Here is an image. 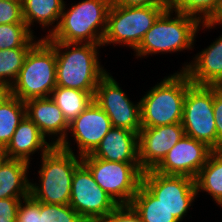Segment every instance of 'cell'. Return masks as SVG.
Masks as SVG:
<instances>
[{
  "label": "cell",
  "instance_id": "6da1fadb",
  "mask_svg": "<svg viewBox=\"0 0 222 222\" xmlns=\"http://www.w3.org/2000/svg\"><path fill=\"white\" fill-rule=\"evenodd\" d=\"M56 53L57 86L90 92L93 96L107 73L100 65L97 48L102 44L49 41ZM73 46V47H72ZM70 48H72L70 50ZM65 49V50H64ZM62 50L66 52H61ZM68 50V51H67Z\"/></svg>",
  "mask_w": 222,
  "mask_h": 222
},
{
  "label": "cell",
  "instance_id": "7a4b0ae2",
  "mask_svg": "<svg viewBox=\"0 0 222 222\" xmlns=\"http://www.w3.org/2000/svg\"><path fill=\"white\" fill-rule=\"evenodd\" d=\"M111 4L112 0H83L67 11L64 4L57 28L45 38L48 41L102 44Z\"/></svg>",
  "mask_w": 222,
  "mask_h": 222
},
{
  "label": "cell",
  "instance_id": "3957f363",
  "mask_svg": "<svg viewBox=\"0 0 222 222\" xmlns=\"http://www.w3.org/2000/svg\"><path fill=\"white\" fill-rule=\"evenodd\" d=\"M56 86L55 48L44 37L30 48L19 75L8 92L26 102L30 99L50 97Z\"/></svg>",
  "mask_w": 222,
  "mask_h": 222
},
{
  "label": "cell",
  "instance_id": "277c9868",
  "mask_svg": "<svg viewBox=\"0 0 222 222\" xmlns=\"http://www.w3.org/2000/svg\"><path fill=\"white\" fill-rule=\"evenodd\" d=\"M192 84L180 70L151 88L139 101L141 127H158L182 123L185 95Z\"/></svg>",
  "mask_w": 222,
  "mask_h": 222
},
{
  "label": "cell",
  "instance_id": "5b68a950",
  "mask_svg": "<svg viewBox=\"0 0 222 222\" xmlns=\"http://www.w3.org/2000/svg\"><path fill=\"white\" fill-rule=\"evenodd\" d=\"M74 152L53 146L41 154L42 166L38 171L41 184L30 182V196L39 202L56 205H69L72 178L76 168L82 163Z\"/></svg>",
  "mask_w": 222,
  "mask_h": 222
},
{
  "label": "cell",
  "instance_id": "8992f818",
  "mask_svg": "<svg viewBox=\"0 0 222 222\" xmlns=\"http://www.w3.org/2000/svg\"><path fill=\"white\" fill-rule=\"evenodd\" d=\"M170 8L166 9L156 20L153 26L145 33L141 43L134 50L137 56L157 53L177 52L191 49L199 31L201 21L198 18L175 11L176 17Z\"/></svg>",
  "mask_w": 222,
  "mask_h": 222
},
{
  "label": "cell",
  "instance_id": "52a82bcc",
  "mask_svg": "<svg viewBox=\"0 0 222 222\" xmlns=\"http://www.w3.org/2000/svg\"><path fill=\"white\" fill-rule=\"evenodd\" d=\"M169 7H122L113 2L108 12L107 29L102 45L121 44L136 49L145 33Z\"/></svg>",
  "mask_w": 222,
  "mask_h": 222
},
{
  "label": "cell",
  "instance_id": "ba28073f",
  "mask_svg": "<svg viewBox=\"0 0 222 222\" xmlns=\"http://www.w3.org/2000/svg\"><path fill=\"white\" fill-rule=\"evenodd\" d=\"M82 163L90 170L95 182L108 193L118 205H129L142 184L139 163H123L81 157Z\"/></svg>",
  "mask_w": 222,
  "mask_h": 222
},
{
  "label": "cell",
  "instance_id": "9c48e42d",
  "mask_svg": "<svg viewBox=\"0 0 222 222\" xmlns=\"http://www.w3.org/2000/svg\"><path fill=\"white\" fill-rule=\"evenodd\" d=\"M213 102L214 86L192 83L185 95L182 125L185 135L217 150Z\"/></svg>",
  "mask_w": 222,
  "mask_h": 222
},
{
  "label": "cell",
  "instance_id": "30bf717a",
  "mask_svg": "<svg viewBox=\"0 0 222 222\" xmlns=\"http://www.w3.org/2000/svg\"><path fill=\"white\" fill-rule=\"evenodd\" d=\"M86 222H102L119 205L81 163L75 170L69 204Z\"/></svg>",
  "mask_w": 222,
  "mask_h": 222
},
{
  "label": "cell",
  "instance_id": "8fae6325",
  "mask_svg": "<svg viewBox=\"0 0 222 222\" xmlns=\"http://www.w3.org/2000/svg\"><path fill=\"white\" fill-rule=\"evenodd\" d=\"M142 185L180 222L192 205L197 191L195 179L182 175H166L153 169L142 174Z\"/></svg>",
  "mask_w": 222,
  "mask_h": 222
},
{
  "label": "cell",
  "instance_id": "7c38bea8",
  "mask_svg": "<svg viewBox=\"0 0 222 222\" xmlns=\"http://www.w3.org/2000/svg\"><path fill=\"white\" fill-rule=\"evenodd\" d=\"M93 100L106 112L112 127L139 133L141 130L140 102L136 105L107 72L99 81Z\"/></svg>",
  "mask_w": 222,
  "mask_h": 222
},
{
  "label": "cell",
  "instance_id": "4fadbf2b",
  "mask_svg": "<svg viewBox=\"0 0 222 222\" xmlns=\"http://www.w3.org/2000/svg\"><path fill=\"white\" fill-rule=\"evenodd\" d=\"M211 152L205 143L184 135L153 170L195 179Z\"/></svg>",
  "mask_w": 222,
  "mask_h": 222
},
{
  "label": "cell",
  "instance_id": "5bb4252c",
  "mask_svg": "<svg viewBox=\"0 0 222 222\" xmlns=\"http://www.w3.org/2000/svg\"><path fill=\"white\" fill-rule=\"evenodd\" d=\"M185 135L182 123L141 127L138 133L139 165L143 171L154 169Z\"/></svg>",
  "mask_w": 222,
  "mask_h": 222
},
{
  "label": "cell",
  "instance_id": "9a60e30c",
  "mask_svg": "<svg viewBox=\"0 0 222 222\" xmlns=\"http://www.w3.org/2000/svg\"><path fill=\"white\" fill-rule=\"evenodd\" d=\"M112 125L106 112L93 100L88 107L69 123L79 149V157L90 155L98 147Z\"/></svg>",
  "mask_w": 222,
  "mask_h": 222
},
{
  "label": "cell",
  "instance_id": "2e32d148",
  "mask_svg": "<svg viewBox=\"0 0 222 222\" xmlns=\"http://www.w3.org/2000/svg\"><path fill=\"white\" fill-rule=\"evenodd\" d=\"M26 116H28L39 128L40 132L46 137L56 135L57 140L51 141L54 146L72 152L67 131L69 123L65 119L63 112L52 100L51 97L35 98L25 102ZM59 134V135H58Z\"/></svg>",
  "mask_w": 222,
  "mask_h": 222
},
{
  "label": "cell",
  "instance_id": "e0dca14e",
  "mask_svg": "<svg viewBox=\"0 0 222 222\" xmlns=\"http://www.w3.org/2000/svg\"><path fill=\"white\" fill-rule=\"evenodd\" d=\"M90 155L112 162L139 163L138 133L111 127Z\"/></svg>",
  "mask_w": 222,
  "mask_h": 222
},
{
  "label": "cell",
  "instance_id": "ac0fdd59",
  "mask_svg": "<svg viewBox=\"0 0 222 222\" xmlns=\"http://www.w3.org/2000/svg\"><path fill=\"white\" fill-rule=\"evenodd\" d=\"M196 85H222V35L181 68Z\"/></svg>",
  "mask_w": 222,
  "mask_h": 222
},
{
  "label": "cell",
  "instance_id": "d6986e66",
  "mask_svg": "<svg viewBox=\"0 0 222 222\" xmlns=\"http://www.w3.org/2000/svg\"><path fill=\"white\" fill-rule=\"evenodd\" d=\"M53 146L51 142L46 141L37 125L25 115L7 144L6 152L9 159H20L29 162L31 154L41 149L43 155Z\"/></svg>",
  "mask_w": 222,
  "mask_h": 222
},
{
  "label": "cell",
  "instance_id": "ffe728a7",
  "mask_svg": "<svg viewBox=\"0 0 222 222\" xmlns=\"http://www.w3.org/2000/svg\"><path fill=\"white\" fill-rule=\"evenodd\" d=\"M30 162L8 159L0 167V199L27 198L30 196V182L27 170Z\"/></svg>",
  "mask_w": 222,
  "mask_h": 222
},
{
  "label": "cell",
  "instance_id": "44dd1931",
  "mask_svg": "<svg viewBox=\"0 0 222 222\" xmlns=\"http://www.w3.org/2000/svg\"><path fill=\"white\" fill-rule=\"evenodd\" d=\"M64 0H22L23 18L28 29L31 30V25L34 21L40 23L44 28L53 26L52 30L49 29L50 35L58 26L59 19L64 8ZM51 30V31H50Z\"/></svg>",
  "mask_w": 222,
  "mask_h": 222
},
{
  "label": "cell",
  "instance_id": "7402d4cb",
  "mask_svg": "<svg viewBox=\"0 0 222 222\" xmlns=\"http://www.w3.org/2000/svg\"><path fill=\"white\" fill-rule=\"evenodd\" d=\"M195 186L197 195L203 190L222 206V149L212 150L195 178Z\"/></svg>",
  "mask_w": 222,
  "mask_h": 222
},
{
  "label": "cell",
  "instance_id": "603a6c76",
  "mask_svg": "<svg viewBox=\"0 0 222 222\" xmlns=\"http://www.w3.org/2000/svg\"><path fill=\"white\" fill-rule=\"evenodd\" d=\"M25 115V102L8 91L0 94V144L7 146Z\"/></svg>",
  "mask_w": 222,
  "mask_h": 222
},
{
  "label": "cell",
  "instance_id": "cb8c5ba5",
  "mask_svg": "<svg viewBox=\"0 0 222 222\" xmlns=\"http://www.w3.org/2000/svg\"><path fill=\"white\" fill-rule=\"evenodd\" d=\"M129 205L143 222H179L142 184Z\"/></svg>",
  "mask_w": 222,
  "mask_h": 222
},
{
  "label": "cell",
  "instance_id": "d4e9b609",
  "mask_svg": "<svg viewBox=\"0 0 222 222\" xmlns=\"http://www.w3.org/2000/svg\"><path fill=\"white\" fill-rule=\"evenodd\" d=\"M50 97L63 112L68 123L72 122L93 101L90 92L56 86Z\"/></svg>",
  "mask_w": 222,
  "mask_h": 222
},
{
  "label": "cell",
  "instance_id": "484cf974",
  "mask_svg": "<svg viewBox=\"0 0 222 222\" xmlns=\"http://www.w3.org/2000/svg\"><path fill=\"white\" fill-rule=\"evenodd\" d=\"M30 48L19 47L0 50V88L3 91H8L16 81Z\"/></svg>",
  "mask_w": 222,
  "mask_h": 222
},
{
  "label": "cell",
  "instance_id": "4316f807",
  "mask_svg": "<svg viewBox=\"0 0 222 222\" xmlns=\"http://www.w3.org/2000/svg\"><path fill=\"white\" fill-rule=\"evenodd\" d=\"M221 6L222 0H170L169 8L194 16L202 23L211 22L218 14Z\"/></svg>",
  "mask_w": 222,
  "mask_h": 222
},
{
  "label": "cell",
  "instance_id": "83f0119b",
  "mask_svg": "<svg viewBox=\"0 0 222 222\" xmlns=\"http://www.w3.org/2000/svg\"><path fill=\"white\" fill-rule=\"evenodd\" d=\"M32 34L26 23L0 24V50L32 47L36 43Z\"/></svg>",
  "mask_w": 222,
  "mask_h": 222
},
{
  "label": "cell",
  "instance_id": "f1b7e54d",
  "mask_svg": "<svg viewBox=\"0 0 222 222\" xmlns=\"http://www.w3.org/2000/svg\"><path fill=\"white\" fill-rule=\"evenodd\" d=\"M42 222H86L70 205L40 202Z\"/></svg>",
  "mask_w": 222,
  "mask_h": 222
},
{
  "label": "cell",
  "instance_id": "f546056e",
  "mask_svg": "<svg viewBox=\"0 0 222 222\" xmlns=\"http://www.w3.org/2000/svg\"><path fill=\"white\" fill-rule=\"evenodd\" d=\"M25 23L22 0H0V24Z\"/></svg>",
  "mask_w": 222,
  "mask_h": 222
},
{
  "label": "cell",
  "instance_id": "4dcf8cb0",
  "mask_svg": "<svg viewBox=\"0 0 222 222\" xmlns=\"http://www.w3.org/2000/svg\"><path fill=\"white\" fill-rule=\"evenodd\" d=\"M16 222H42L40 202L31 196L23 199V202L21 200L17 210Z\"/></svg>",
  "mask_w": 222,
  "mask_h": 222
},
{
  "label": "cell",
  "instance_id": "1f68e13d",
  "mask_svg": "<svg viewBox=\"0 0 222 222\" xmlns=\"http://www.w3.org/2000/svg\"><path fill=\"white\" fill-rule=\"evenodd\" d=\"M102 222H143L130 205H119Z\"/></svg>",
  "mask_w": 222,
  "mask_h": 222
},
{
  "label": "cell",
  "instance_id": "d6a6232c",
  "mask_svg": "<svg viewBox=\"0 0 222 222\" xmlns=\"http://www.w3.org/2000/svg\"><path fill=\"white\" fill-rule=\"evenodd\" d=\"M213 112L217 130V150L222 149V89L214 86Z\"/></svg>",
  "mask_w": 222,
  "mask_h": 222
},
{
  "label": "cell",
  "instance_id": "836d02e7",
  "mask_svg": "<svg viewBox=\"0 0 222 222\" xmlns=\"http://www.w3.org/2000/svg\"><path fill=\"white\" fill-rule=\"evenodd\" d=\"M21 199L25 198L0 199V222H16Z\"/></svg>",
  "mask_w": 222,
  "mask_h": 222
},
{
  "label": "cell",
  "instance_id": "e575fe53",
  "mask_svg": "<svg viewBox=\"0 0 222 222\" xmlns=\"http://www.w3.org/2000/svg\"><path fill=\"white\" fill-rule=\"evenodd\" d=\"M112 2L122 7L170 6V0H112Z\"/></svg>",
  "mask_w": 222,
  "mask_h": 222
},
{
  "label": "cell",
  "instance_id": "d590c367",
  "mask_svg": "<svg viewBox=\"0 0 222 222\" xmlns=\"http://www.w3.org/2000/svg\"><path fill=\"white\" fill-rule=\"evenodd\" d=\"M202 24H203L202 26L204 28L206 27V29L207 28L211 29L212 27H214L217 24H219V25L222 24V6H221L218 14L216 15V17L211 22H202Z\"/></svg>",
  "mask_w": 222,
  "mask_h": 222
},
{
  "label": "cell",
  "instance_id": "8d00e7d4",
  "mask_svg": "<svg viewBox=\"0 0 222 222\" xmlns=\"http://www.w3.org/2000/svg\"><path fill=\"white\" fill-rule=\"evenodd\" d=\"M9 159L6 146L0 144V167Z\"/></svg>",
  "mask_w": 222,
  "mask_h": 222
}]
</instances>
